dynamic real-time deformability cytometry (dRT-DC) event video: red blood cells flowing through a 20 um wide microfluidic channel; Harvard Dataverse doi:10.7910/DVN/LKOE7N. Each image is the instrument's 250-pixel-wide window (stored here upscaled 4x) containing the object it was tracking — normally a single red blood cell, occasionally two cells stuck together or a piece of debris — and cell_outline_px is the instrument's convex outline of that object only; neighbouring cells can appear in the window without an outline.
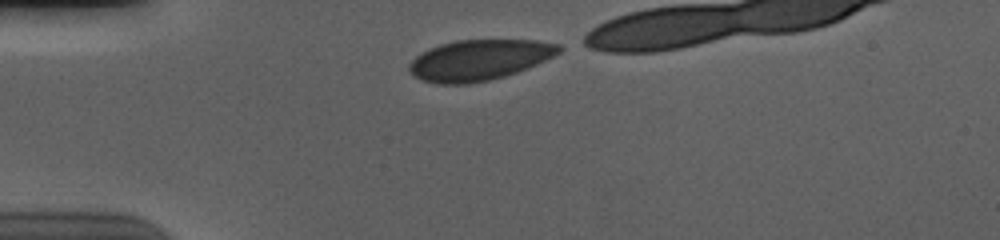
{"species": "human", "species_latin": "Homo sapiens", "temperature_condition": "cold", "stored_images_in_passage": 33, "camera_frame_rate_fps": 3000, "um_per_image_px": 0.085, "donor": {"sex": "male"}, "frame": {"image": 1, "passage_image": 1, "time_ms": 0.0, "image_size_px": [1000, 240], "cell_outline_px": [[564, 48], [560, 52], [528, 68], [504, 76], [488, 80], [468, 84], [436, 84], [420, 80], [412, 76], [408, 72], [408, 64], [420, 52], [440, 44], [456, 40], [536, 40], [560, 44]], "centroid_in_image_um": [40.68, 5.1], "position_along_channel_um": 44.3, "area_um2": 35.66}}
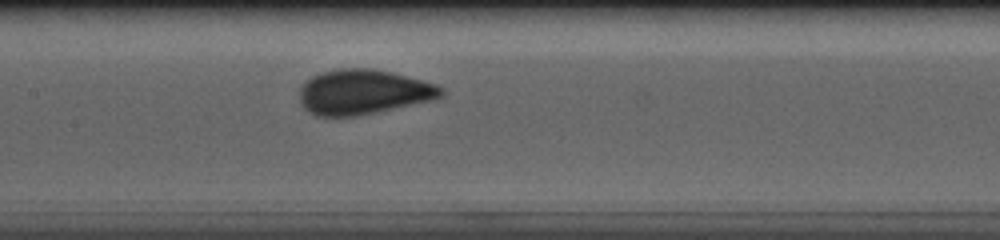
{"frame": {"image": 2, "passage_image": 14, "time_ms": 4.333, "image_size_px": [1000, 240], "cell_outline_px": [[444, 96], [432, 100], [356, 116], [316, 116], [308, 112], [300, 104], [300, 88], [312, 76], [324, 72], [344, 68], [372, 68], [392, 72], [436, 84], [444, 88]], "centroid_in_image_um": [30.89, 7.82], "position_along_channel_um": 176.5, "area_um2": 36.88}}
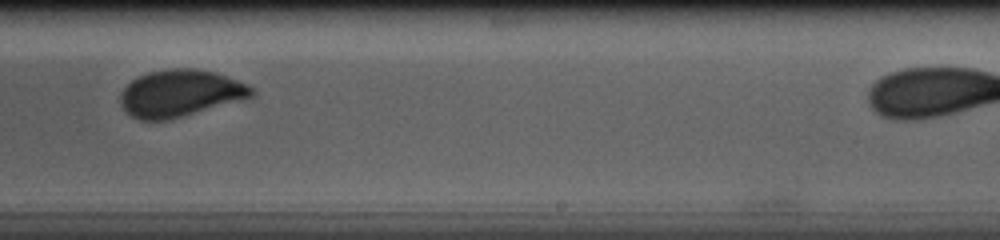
{"frame": {"image": 3, "passage_image": 22, "time_ms": 7.0, "image_size_px": [1000, 240], "cell_outline_px": [[256, 96], [248, 100], [168, 120], [140, 120], [132, 116], [120, 104], [120, 92], [136, 76], [148, 72], [172, 68], [192, 68], [216, 72], [248, 84], [256, 92]], "centroid_in_image_um": [15.39, 7.93], "position_along_channel_um": 273.6, "area_um2": 36.53}}